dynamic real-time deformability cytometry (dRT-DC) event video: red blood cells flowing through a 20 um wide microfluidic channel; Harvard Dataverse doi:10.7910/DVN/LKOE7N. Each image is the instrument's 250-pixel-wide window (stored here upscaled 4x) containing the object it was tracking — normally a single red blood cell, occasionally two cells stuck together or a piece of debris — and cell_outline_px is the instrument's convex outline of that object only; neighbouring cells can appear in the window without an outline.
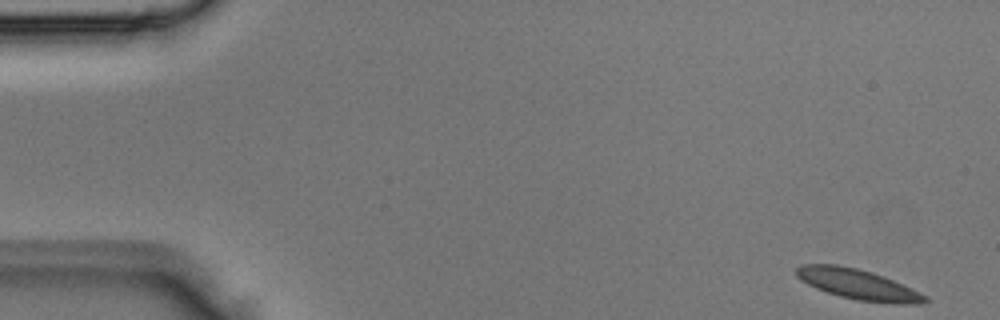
{"species": "Egyptian fruit bat (a non-hibernating species)", "species_latin": "Rousettus aegyptiacus", "temperature_condition": "room temperature", "stored_images_in_passage": 3, "segment_of_instrument_passage": [2, 2], "camera_frame_rate_fps": 3000, "um_per_image_px": 0.085, "animal": {"sex": "male"}, "frame": {"image": 1, "passage_image": 3, "time_ms": 0.667, "image_size_px": [1000, 320], "cell_outline_px": [[928, 300], [920, 304], [892, 304], [860, 300], [840, 296], [816, 288], [800, 280], [796, 276], [796, 268], [800, 264], [836, 264], [856, 268], [872, 272], [884, 276], [920, 292], [928, 296]], "centroid_in_image_um": [72.94, 24.17], "position_along_channel_um": 12.1, "area_um2": 22.72}}